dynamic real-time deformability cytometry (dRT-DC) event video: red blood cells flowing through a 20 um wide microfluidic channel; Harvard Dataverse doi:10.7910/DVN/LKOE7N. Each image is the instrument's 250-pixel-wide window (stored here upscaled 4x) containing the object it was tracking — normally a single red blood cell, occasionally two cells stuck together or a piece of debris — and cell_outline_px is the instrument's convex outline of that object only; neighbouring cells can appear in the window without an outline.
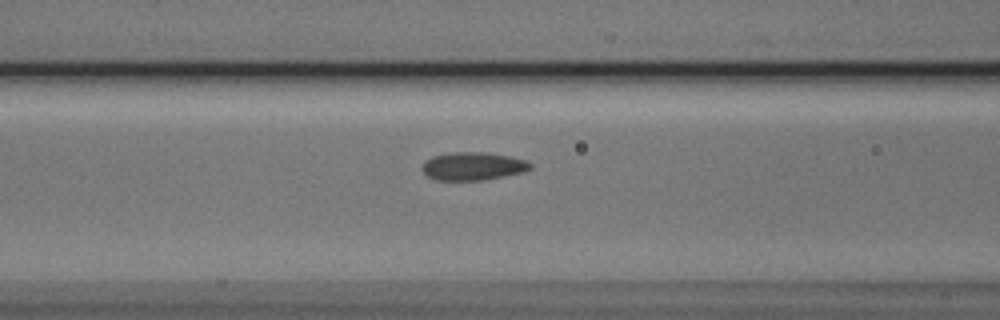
{"species": "Egyptian fruit bat (a non-hibernating species)", "species_latin": "Rousettus aegyptiacus", "temperature_condition": "cold", "stored_images_in_passage": 18, "camera_frame_rate_fps": 3000, "um_per_image_px": 0.085, "animal": {"sex": "male"}, "frame": {"image": 1, "passage_image": 16, "time_ms": 5.0, "image_size_px": [1000, 320], "cell_outline_px": [[532, 168], [524, 172], [484, 180], [436, 180], [428, 176], [424, 172], [424, 164], [432, 156], [448, 152], [484, 152], [508, 156], [524, 160], [532, 164]], "centroid_in_image_um": [40.23, 14.12], "position_along_channel_um": 126.4, "area_um2": 17.51}}